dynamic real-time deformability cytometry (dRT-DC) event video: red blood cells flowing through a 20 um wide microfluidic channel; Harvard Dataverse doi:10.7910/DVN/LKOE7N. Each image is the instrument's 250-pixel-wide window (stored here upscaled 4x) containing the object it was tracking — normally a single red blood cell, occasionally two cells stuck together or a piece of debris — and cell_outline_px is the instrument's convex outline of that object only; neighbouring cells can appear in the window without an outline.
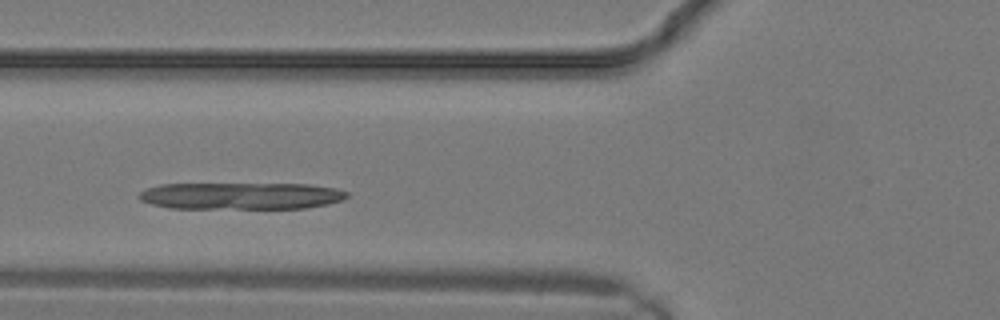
{"species": "common noctule bat (a hibernating species)", "species_latin": "Nyctalus noctula", "temperature_condition": "warm", "stored_images_in_passage": 8, "camera_frame_rate_fps": 3000, "um_per_image_px": 0.085, "animal": {"sex": "male", "body_mass_g": 19.2, "forearm_length_mm": 51.8}, "frame": {"image": 1, "passage_image": 5, "time_ms": 1.333, "image_size_px": [1000, 320], "cell_outline_px": [[348, 196], [344, 200], [328, 204], [304, 208], [168, 208], [152, 204], [140, 200], [136, 196], [140, 192], [148, 188], [160, 184], [312, 184], [336, 188], [348, 192]], "centroid_in_image_um": [20.5, 16.65], "position_along_channel_um": 105.3, "area_um2": 32.71}}
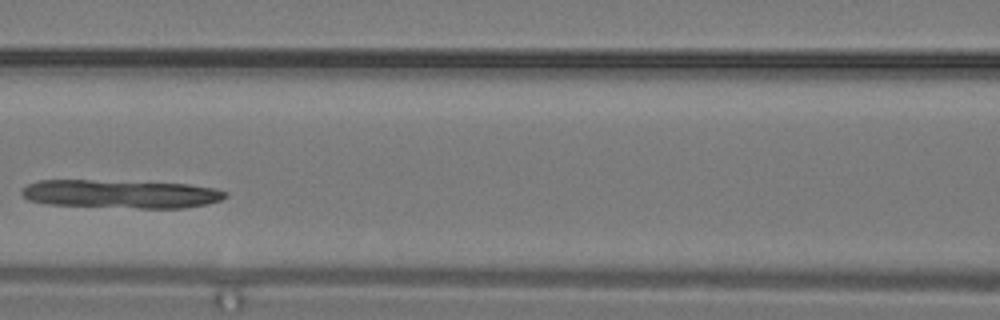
{"frame": {"image": 2, "passage_image": 7, "time_ms": 2.0, "image_size_px": [1000, 320], "cell_outline_px": [[228, 196], [220, 200], [204, 204], [184, 208], [140, 208], [48, 204], [28, 200], [20, 192], [28, 184], [40, 180], [88, 180], [188, 184], [216, 188], [228, 192]], "centroid_in_image_um": [10.29, 16.48], "position_along_channel_um": 156.3, "area_um2": 33.47}}